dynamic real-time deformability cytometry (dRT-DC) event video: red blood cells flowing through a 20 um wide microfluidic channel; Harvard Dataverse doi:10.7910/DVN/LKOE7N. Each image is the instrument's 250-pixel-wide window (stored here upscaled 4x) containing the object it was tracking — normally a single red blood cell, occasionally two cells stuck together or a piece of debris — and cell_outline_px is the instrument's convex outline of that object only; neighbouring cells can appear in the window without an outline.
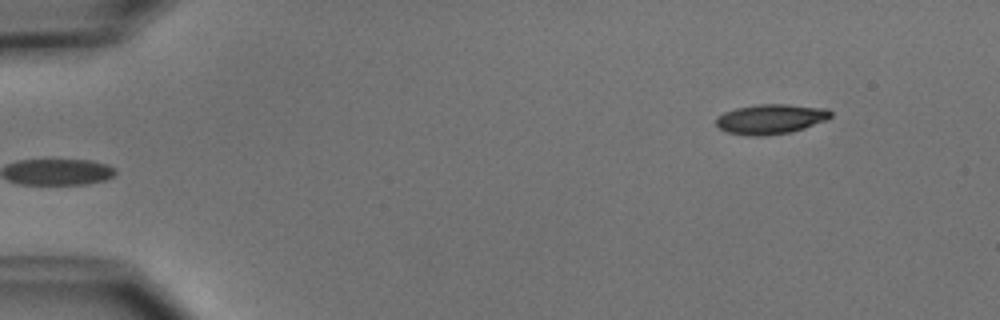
{"species": "common noctule bat (a hibernating species)", "species_latin": "Nyctalus noctula", "temperature_condition": "cold", "stored_images_in_passage": 6, "camera_frame_rate_fps": 3000, "um_per_image_px": 0.085, "animal": {"sex": "male", "body_mass_g": 15.6}, "frame": {"image": 1, "passage_image": 1, "time_ms": 0.0, "image_size_px": [1000, 320], "cell_outline_px": [[832, 116], [828, 120], [792, 132], [764, 136], [748, 136], [728, 132], [720, 128], [716, 124], [716, 116], [724, 112], [736, 108], [756, 104], [788, 104], [828, 108], [832, 112]], "centroid_in_image_um": [65.54, 10.11], "position_along_channel_um": 19.5, "area_um2": 20.23}}
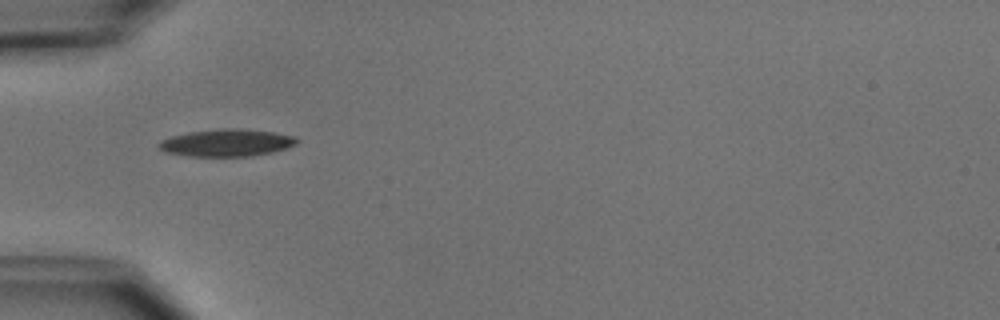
{"frame": {"image": 2, "passage_image": 4, "time_ms": 3.667, "image_size_px": [1000, 320], "cell_outline_px": [[300, 140], [296, 144], [272, 152], [252, 156], [188, 156], [164, 152], [156, 144], [160, 140], [172, 136], [188, 132], [224, 128], [236, 128], [272, 132], [296, 136]], "centroid_in_image_um": [19.25, 12.13], "position_along_channel_um": 65.8, "area_um2": 21.91}}